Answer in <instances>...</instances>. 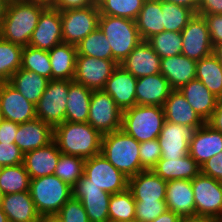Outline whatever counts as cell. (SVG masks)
Wrapping results in <instances>:
<instances>
[{"instance_id": "obj_1", "label": "cell", "mask_w": 222, "mask_h": 222, "mask_svg": "<svg viewBox=\"0 0 222 222\" xmlns=\"http://www.w3.org/2000/svg\"><path fill=\"white\" fill-rule=\"evenodd\" d=\"M102 137L88 122L65 121L53 128V141L61 153L84 159L101 153Z\"/></svg>"}, {"instance_id": "obj_2", "label": "cell", "mask_w": 222, "mask_h": 222, "mask_svg": "<svg viewBox=\"0 0 222 222\" xmlns=\"http://www.w3.org/2000/svg\"><path fill=\"white\" fill-rule=\"evenodd\" d=\"M45 9L46 7L27 0L9 2L0 28V37L23 47L28 46Z\"/></svg>"}, {"instance_id": "obj_3", "label": "cell", "mask_w": 222, "mask_h": 222, "mask_svg": "<svg viewBox=\"0 0 222 222\" xmlns=\"http://www.w3.org/2000/svg\"><path fill=\"white\" fill-rule=\"evenodd\" d=\"M140 143L122 129L104 134L101 153L120 172L128 178L144 169L139 157Z\"/></svg>"}, {"instance_id": "obj_4", "label": "cell", "mask_w": 222, "mask_h": 222, "mask_svg": "<svg viewBox=\"0 0 222 222\" xmlns=\"http://www.w3.org/2000/svg\"><path fill=\"white\" fill-rule=\"evenodd\" d=\"M165 121L163 107L135 105L123 111L121 129L141 143L157 139Z\"/></svg>"}, {"instance_id": "obj_5", "label": "cell", "mask_w": 222, "mask_h": 222, "mask_svg": "<svg viewBox=\"0 0 222 222\" xmlns=\"http://www.w3.org/2000/svg\"><path fill=\"white\" fill-rule=\"evenodd\" d=\"M98 27L107 38L112 57L120 64L142 41L134 20L100 15Z\"/></svg>"}, {"instance_id": "obj_6", "label": "cell", "mask_w": 222, "mask_h": 222, "mask_svg": "<svg viewBox=\"0 0 222 222\" xmlns=\"http://www.w3.org/2000/svg\"><path fill=\"white\" fill-rule=\"evenodd\" d=\"M29 192L40 216L56 215L73 196L72 187L54 174L31 179Z\"/></svg>"}, {"instance_id": "obj_7", "label": "cell", "mask_w": 222, "mask_h": 222, "mask_svg": "<svg viewBox=\"0 0 222 222\" xmlns=\"http://www.w3.org/2000/svg\"><path fill=\"white\" fill-rule=\"evenodd\" d=\"M196 216L222 222V182L199 173L191 180Z\"/></svg>"}, {"instance_id": "obj_8", "label": "cell", "mask_w": 222, "mask_h": 222, "mask_svg": "<svg viewBox=\"0 0 222 222\" xmlns=\"http://www.w3.org/2000/svg\"><path fill=\"white\" fill-rule=\"evenodd\" d=\"M69 80H49L46 90L37 102L36 116L53 128L66 121Z\"/></svg>"}, {"instance_id": "obj_9", "label": "cell", "mask_w": 222, "mask_h": 222, "mask_svg": "<svg viewBox=\"0 0 222 222\" xmlns=\"http://www.w3.org/2000/svg\"><path fill=\"white\" fill-rule=\"evenodd\" d=\"M123 111L104 90H93L89 105L88 123L102 135L118 131Z\"/></svg>"}, {"instance_id": "obj_10", "label": "cell", "mask_w": 222, "mask_h": 222, "mask_svg": "<svg viewBox=\"0 0 222 222\" xmlns=\"http://www.w3.org/2000/svg\"><path fill=\"white\" fill-rule=\"evenodd\" d=\"M84 175L87 177V183L94 184L110 194L128 188V177L116 169L102 153L85 160Z\"/></svg>"}, {"instance_id": "obj_11", "label": "cell", "mask_w": 222, "mask_h": 222, "mask_svg": "<svg viewBox=\"0 0 222 222\" xmlns=\"http://www.w3.org/2000/svg\"><path fill=\"white\" fill-rule=\"evenodd\" d=\"M63 43L76 46L98 27L100 12L97 3L83 9L60 12Z\"/></svg>"}, {"instance_id": "obj_12", "label": "cell", "mask_w": 222, "mask_h": 222, "mask_svg": "<svg viewBox=\"0 0 222 222\" xmlns=\"http://www.w3.org/2000/svg\"><path fill=\"white\" fill-rule=\"evenodd\" d=\"M181 36L183 40L181 54L189 59L197 62L213 53V45L204 16L194 14L181 31Z\"/></svg>"}, {"instance_id": "obj_13", "label": "cell", "mask_w": 222, "mask_h": 222, "mask_svg": "<svg viewBox=\"0 0 222 222\" xmlns=\"http://www.w3.org/2000/svg\"><path fill=\"white\" fill-rule=\"evenodd\" d=\"M118 65L116 60L77 56L74 81L91 90H103Z\"/></svg>"}, {"instance_id": "obj_14", "label": "cell", "mask_w": 222, "mask_h": 222, "mask_svg": "<svg viewBox=\"0 0 222 222\" xmlns=\"http://www.w3.org/2000/svg\"><path fill=\"white\" fill-rule=\"evenodd\" d=\"M72 192L73 197L82 202L90 222H109L110 193L87 183L85 175L77 181Z\"/></svg>"}, {"instance_id": "obj_15", "label": "cell", "mask_w": 222, "mask_h": 222, "mask_svg": "<svg viewBox=\"0 0 222 222\" xmlns=\"http://www.w3.org/2000/svg\"><path fill=\"white\" fill-rule=\"evenodd\" d=\"M194 126L179 125L165 121L158 139L161 159L181 158L188 154L189 143L194 136Z\"/></svg>"}, {"instance_id": "obj_16", "label": "cell", "mask_w": 222, "mask_h": 222, "mask_svg": "<svg viewBox=\"0 0 222 222\" xmlns=\"http://www.w3.org/2000/svg\"><path fill=\"white\" fill-rule=\"evenodd\" d=\"M0 110L4 120L18 124L37 118L36 106L8 82H0Z\"/></svg>"}, {"instance_id": "obj_17", "label": "cell", "mask_w": 222, "mask_h": 222, "mask_svg": "<svg viewBox=\"0 0 222 222\" xmlns=\"http://www.w3.org/2000/svg\"><path fill=\"white\" fill-rule=\"evenodd\" d=\"M61 43L63 38L60 11L46 8L39 17L28 45L49 51Z\"/></svg>"}, {"instance_id": "obj_18", "label": "cell", "mask_w": 222, "mask_h": 222, "mask_svg": "<svg viewBox=\"0 0 222 222\" xmlns=\"http://www.w3.org/2000/svg\"><path fill=\"white\" fill-rule=\"evenodd\" d=\"M119 65L141 78L160 73L161 58L146 40H142Z\"/></svg>"}, {"instance_id": "obj_19", "label": "cell", "mask_w": 222, "mask_h": 222, "mask_svg": "<svg viewBox=\"0 0 222 222\" xmlns=\"http://www.w3.org/2000/svg\"><path fill=\"white\" fill-rule=\"evenodd\" d=\"M136 83L137 78L118 65L107 80L103 90L124 111L136 105Z\"/></svg>"}, {"instance_id": "obj_20", "label": "cell", "mask_w": 222, "mask_h": 222, "mask_svg": "<svg viewBox=\"0 0 222 222\" xmlns=\"http://www.w3.org/2000/svg\"><path fill=\"white\" fill-rule=\"evenodd\" d=\"M167 181L152 170L128 178V189L135 201H165Z\"/></svg>"}, {"instance_id": "obj_21", "label": "cell", "mask_w": 222, "mask_h": 222, "mask_svg": "<svg viewBox=\"0 0 222 222\" xmlns=\"http://www.w3.org/2000/svg\"><path fill=\"white\" fill-rule=\"evenodd\" d=\"M165 202L167 210L173 211L180 217L196 216L191 180L167 181Z\"/></svg>"}, {"instance_id": "obj_22", "label": "cell", "mask_w": 222, "mask_h": 222, "mask_svg": "<svg viewBox=\"0 0 222 222\" xmlns=\"http://www.w3.org/2000/svg\"><path fill=\"white\" fill-rule=\"evenodd\" d=\"M53 141V127L35 118L19 124L15 144L23 153L44 147Z\"/></svg>"}, {"instance_id": "obj_23", "label": "cell", "mask_w": 222, "mask_h": 222, "mask_svg": "<svg viewBox=\"0 0 222 222\" xmlns=\"http://www.w3.org/2000/svg\"><path fill=\"white\" fill-rule=\"evenodd\" d=\"M61 151L54 141L24 153L23 164L31 179L54 174Z\"/></svg>"}, {"instance_id": "obj_24", "label": "cell", "mask_w": 222, "mask_h": 222, "mask_svg": "<svg viewBox=\"0 0 222 222\" xmlns=\"http://www.w3.org/2000/svg\"><path fill=\"white\" fill-rule=\"evenodd\" d=\"M171 91L168 80L161 73L137 78L136 105L163 107Z\"/></svg>"}, {"instance_id": "obj_25", "label": "cell", "mask_w": 222, "mask_h": 222, "mask_svg": "<svg viewBox=\"0 0 222 222\" xmlns=\"http://www.w3.org/2000/svg\"><path fill=\"white\" fill-rule=\"evenodd\" d=\"M197 62L178 54L161 59L160 73L168 80L172 90H179L196 79Z\"/></svg>"}, {"instance_id": "obj_26", "label": "cell", "mask_w": 222, "mask_h": 222, "mask_svg": "<svg viewBox=\"0 0 222 222\" xmlns=\"http://www.w3.org/2000/svg\"><path fill=\"white\" fill-rule=\"evenodd\" d=\"M220 151H222V133L212 129L206 123L196 129L189 143L188 154L199 166Z\"/></svg>"}, {"instance_id": "obj_27", "label": "cell", "mask_w": 222, "mask_h": 222, "mask_svg": "<svg viewBox=\"0 0 222 222\" xmlns=\"http://www.w3.org/2000/svg\"><path fill=\"white\" fill-rule=\"evenodd\" d=\"M166 121L179 125L194 126L196 129L206 122L193 110L179 90H172L163 105Z\"/></svg>"}, {"instance_id": "obj_28", "label": "cell", "mask_w": 222, "mask_h": 222, "mask_svg": "<svg viewBox=\"0 0 222 222\" xmlns=\"http://www.w3.org/2000/svg\"><path fill=\"white\" fill-rule=\"evenodd\" d=\"M1 208L9 222H38L41 217L29 191L4 195Z\"/></svg>"}, {"instance_id": "obj_29", "label": "cell", "mask_w": 222, "mask_h": 222, "mask_svg": "<svg viewBox=\"0 0 222 222\" xmlns=\"http://www.w3.org/2000/svg\"><path fill=\"white\" fill-rule=\"evenodd\" d=\"M193 110L206 122L216 109L218 98L198 79L179 89Z\"/></svg>"}, {"instance_id": "obj_30", "label": "cell", "mask_w": 222, "mask_h": 222, "mask_svg": "<svg viewBox=\"0 0 222 222\" xmlns=\"http://www.w3.org/2000/svg\"><path fill=\"white\" fill-rule=\"evenodd\" d=\"M152 171L163 180H192L200 173V166L189 155L181 158L160 159Z\"/></svg>"}, {"instance_id": "obj_31", "label": "cell", "mask_w": 222, "mask_h": 222, "mask_svg": "<svg viewBox=\"0 0 222 222\" xmlns=\"http://www.w3.org/2000/svg\"><path fill=\"white\" fill-rule=\"evenodd\" d=\"M52 66V80H74L77 48L61 43L48 51Z\"/></svg>"}, {"instance_id": "obj_32", "label": "cell", "mask_w": 222, "mask_h": 222, "mask_svg": "<svg viewBox=\"0 0 222 222\" xmlns=\"http://www.w3.org/2000/svg\"><path fill=\"white\" fill-rule=\"evenodd\" d=\"M93 90L74 80H69L66 121L85 123L88 121L89 105Z\"/></svg>"}, {"instance_id": "obj_33", "label": "cell", "mask_w": 222, "mask_h": 222, "mask_svg": "<svg viewBox=\"0 0 222 222\" xmlns=\"http://www.w3.org/2000/svg\"><path fill=\"white\" fill-rule=\"evenodd\" d=\"M48 82L49 79L46 77L22 68L15 72L8 81L13 88L34 105L40 100Z\"/></svg>"}, {"instance_id": "obj_34", "label": "cell", "mask_w": 222, "mask_h": 222, "mask_svg": "<svg viewBox=\"0 0 222 222\" xmlns=\"http://www.w3.org/2000/svg\"><path fill=\"white\" fill-rule=\"evenodd\" d=\"M138 33L142 40L164 31L161 0H145L135 19Z\"/></svg>"}, {"instance_id": "obj_35", "label": "cell", "mask_w": 222, "mask_h": 222, "mask_svg": "<svg viewBox=\"0 0 222 222\" xmlns=\"http://www.w3.org/2000/svg\"><path fill=\"white\" fill-rule=\"evenodd\" d=\"M196 79L217 98H222V64L213 53L197 61Z\"/></svg>"}, {"instance_id": "obj_36", "label": "cell", "mask_w": 222, "mask_h": 222, "mask_svg": "<svg viewBox=\"0 0 222 222\" xmlns=\"http://www.w3.org/2000/svg\"><path fill=\"white\" fill-rule=\"evenodd\" d=\"M30 175L24 164L2 166L0 172V189L4 195L29 191Z\"/></svg>"}, {"instance_id": "obj_37", "label": "cell", "mask_w": 222, "mask_h": 222, "mask_svg": "<svg viewBox=\"0 0 222 222\" xmlns=\"http://www.w3.org/2000/svg\"><path fill=\"white\" fill-rule=\"evenodd\" d=\"M77 56H90L98 59L115 60L112 57L110 44L97 27L87 37L81 40L77 45Z\"/></svg>"}, {"instance_id": "obj_38", "label": "cell", "mask_w": 222, "mask_h": 222, "mask_svg": "<svg viewBox=\"0 0 222 222\" xmlns=\"http://www.w3.org/2000/svg\"><path fill=\"white\" fill-rule=\"evenodd\" d=\"M23 46L0 37V82H8L21 68Z\"/></svg>"}, {"instance_id": "obj_39", "label": "cell", "mask_w": 222, "mask_h": 222, "mask_svg": "<svg viewBox=\"0 0 222 222\" xmlns=\"http://www.w3.org/2000/svg\"><path fill=\"white\" fill-rule=\"evenodd\" d=\"M21 68L52 80V66L47 50L38 49L30 45L23 47Z\"/></svg>"}, {"instance_id": "obj_40", "label": "cell", "mask_w": 222, "mask_h": 222, "mask_svg": "<svg viewBox=\"0 0 222 222\" xmlns=\"http://www.w3.org/2000/svg\"><path fill=\"white\" fill-rule=\"evenodd\" d=\"M145 0H96L100 15L116 16L134 20Z\"/></svg>"}, {"instance_id": "obj_41", "label": "cell", "mask_w": 222, "mask_h": 222, "mask_svg": "<svg viewBox=\"0 0 222 222\" xmlns=\"http://www.w3.org/2000/svg\"><path fill=\"white\" fill-rule=\"evenodd\" d=\"M108 212L109 222L135 219V199L128 188L122 192L111 194Z\"/></svg>"}, {"instance_id": "obj_42", "label": "cell", "mask_w": 222, "mask_h": 222, "mask_svg": "<svg viewBox=\"0 0 222 222\" xmlns=\"http://www.w3.org/2000/svg\"><path fill=\"white\" fill-rule=\"evenodd\" d=\"M161 9L163 13L164 31L181 32L195 14L187 7L163 0H161Z\"/></svg>"}, {"instance_id": "obj_43", "label": "cell", "mask_w": 222, "mask_h": 222, "mask_svg": "<svg viewBox=\"0 0 222 222\" xmlns=\"http://www.w3.org/2000/svg\"><path fill=\"white\" fill-rule=\"evenodd\" d=\"M85 160L78 156L61 153L54 175L73 188L77 181L84 175Z\"/></svg>"}, {"instance_id": "obj_44", "label": "cell", "mask_w": 222, "mask_h": 222, "mask_svg": "<svg viewBox=\"0 0 222 222\" xmlns=\"http://www.w3.org/2000/svg\"><path fill=\"white\" fill-rule=\"evenodd\" d=\"M146 41L161 59L181 54L182 51L181 32L163 31L152 35Z\"/></svg>"}, {"instance_id": "obj_45", "label": "cell", "mask_w": 222, "mask_h": 222, "mask_svg": "<svg viewBox=\"0 0 222 222\" xmlns=\"http://www.w3.org/2000/svg\"><path fill=\"white\" fill-rule=\"evenodd\" d=\"M166 210L165 201H135V220L152 222Z\"/></svg>"}, {"instance_id": "obj_46", "label": "cell", "mask_w": 222, "mask_h": 222, "mask_svg": "<svg viewBox=\"0 0 222 222\" xmlns=\"http://www.w3.org/2000/svg\"><path fill=\"white\" fill-rule=\"evenodd\" d=\"M56 215L61 222H90L82 202L73 196Z\"/></svg>"}, {"instance_id": "obj_47", "label": "cell", "mask_w": 222, "mask_h": 222, "mask_svg": "<svg viewBox=\"0 0 222 222\" xmlns=\"http://www.w3.org/2000/svg\"><path fill=\"white\" fill-rule=\"evenodd\" d=\"M139 157L141 167L144 170H152L162 157L158 139L141 142Z\"/></svg>"}, {"instance_id": "obj_48", "label": "cell", "mask_w": 222, "mask_h": 222, "mask_svg": "<svg viewBox=\"0 0 222 222\" xmlns=\"http://www.w3.org/2000/svg\"><path fill=\"white\" fill-rule=\"evenodd\" d=\"M24 153L15 143H0V165L16 166L23 163Z\"/></svg>"}, {"instance_id": "obj_49", "label": "cell", "mask_w": 222, "mask_h": 222, "mask_svg": "<svg viewBox=\"0 0 222 222\" xmlns=\"http://www.w3.org/2000/svg\"><path fill=\"white\" fill-rule=\"evenodd\" d=\"M200 173L222 182V151L200 166Z\"/></svg>"}, {"instance_id": "obj_50", "label": "cell", "mask_w": 222, "mask_h": 222, "mask_svg": "<svg viewBox=\"0 0 222 222\" xmlns=\"http://www.w3.org/2000/svg\"><path fill=\"white\" fill-rule=\"evenodd\" d=\"M204 16L213 47L222 43V14H206Z\"/></svg>"}, {"instance_id": "obj_51", "label": "cell", "mask_w": 222, "mask_h": 222, "mask_svg": "<svg viewBox=\"0 0 222 222\" xmlns=\"http://www.w3.org/2000/svg\"><path fill=\"white\" fill-rule=\"evenodd\" d=\"M96 4V0H56L53 9L61 11L83 9Z\"/></svg>"}, {"instance_id": "obj_52", "label": "cell", "mask_w": 222, "mask_h": 222, "mask_svg": "<svg viewBox=\"0 0 222 222\" xmlns=\"http://www.w3.org/2000/svg\"><path fill=\"white\" fill-rule=\"evenodd\" d=\"M19 124L4 120L0 126V143H15Z\"/></svg>"}, {"instance_id": "obj_53", "label": "cell", "mask_w": 222, "mask_h": 222, "mask_svg": "<svg viewBox=\"0 0 222 222\" xmlns=\"http://www.w3.org/2000/svg\"><path fill=\"white\" fill-rule=\"evenodd\" d=\"M197 14H222V0H199Z\"/></svg>"}, {"instance_id": "obj_54", "label": "cell", "mask_w": 222, "mask_h": 222, "mask_svg": "<svg viewBox=\"0 0 222 222\" xmlns=\"http://www.w3.org/2000/svg\"><path fill=\"white\" fill-rule=\"evenodd\" d=\"M212 129L222 133V98H218L216 109L211 117L206 121Z\"/></svg>"}, {"instance_id": "obj_55", "label": "cell", "mask_w": 222, "mask_h": 222, "mask_svg": "<svg viewBox=\"0 0 222 222\" xmlns=\"http://www.w3.org/2000/svg\"><path fill=\"white\" fill-rule=\"evenodd\" d=\"M163 1L187 7L188 9H191L195 14L198 13L199 0H163Z\"/></svg>"}, {"instance_id": "obj_56", "label": "cell", "mask_w": 222, "mask_h": 222, "mask_svg": "<svg viewBox=\"0 0 222 222\" xmlns=\"http://www.w3.org/2000/svg\"><path fill=\"white\" fill-rule=\"evenodd\" d=\"M181 217L171 210H166L152 222H180Z\"/></svg>"}, {"instance_id": "obj_57", "label": "cell", "mask_w": 222, "mask_h": 222, "mask_svg": "<svg viewBox=\"0 0 222 222\" xmlns=\"http://www.w3.org/2000/svg\"><path fill=\"white\" fill-rule=\"evenodd\" d=\"M180 222H218V221L207 217L189 216V217H181Z\"/></svg>"}, {"instance_id": "obj_58", "label": "cell", "mask_w": 222, "mask_h": 222, "mask_svg": "<svg viewBox=\"0 0 222 222\" xmlns=\"http://www.w3.org/2000/svg\"><path fill=\"white\" fill-rule=\"evenodd\" d=\"M27 1L42 5L46 8H53L56 2V0H27Z\"/></svg>"}, {"instance_id": "obj_59", "label": "cell", "mask_w": 222, "mask_h": 222, "mask_svg": "<svg viewBox=\"0 0 222 222\" xmlns=\"http://www.w3.org/2000/svg\"><path fill=\"white\" fill-rule=\"evenodd\" d=\"M8 3L9 2L7 0H0V28L2 26V22L4 20L5 15H6Z\"/></svg>"}, {"instance_id": "obj_60", "label": "cell", "mask_w": 222, "mask_h": 222, "mask_svg": "<svg viewBox=\"0 0 222 222\" xmlns=\"http://www.w3.org/2000/svg\"><path fill=\"white\" fill-rule=\"evenodd\" d=\"M213 54L217 57L218 61L222 64V43L213 47Z\"/></svg>"}, {"instance_id": "obj_61", "label": "cell", "mask_w": 222, "mask_h": 222, "mask_svg": "<svg viewBox=\"0 0 222 222\" xmlns=\"http://www.w3.org/2000/svg\"><path fill=\"white\" fill-rule=\"evenodd\" d=\"M38 222H61L57 215L41 216Z\"/></svg>"}, {"instance_id": "obj_62", "label": "cell", "mask_w": 222, "mask_h": 222, "mask_svg": "<svg viewBox=\"0 0 222 222\" xmlns=\"http://www.w3.org/2000/svg\"><path fill=\"white\" fill-rule=\"evenodd\" d=\"M0 222H9L7 215L4 213L1 206H0Z\"/></svg>"}, {"instance_id": "obj_63", "label": "cell", "mask_w": 222, "mask_h": 222, "mask_svg": "<svg viewBox=\"0 0 222 222\" xmlns=\"http://www.w3.org/2000/svg\"><path fill=\"white\" fill-rule=\"evenodd\" d=\"M3 197H4V194L0 189V206L2 205Z\"/></svg>"}, {"instance_id": "obj_64", "label": "cell", "mask_w": 222, "mask_h": 222, "mask_svg": "<svg viewBox=\"0 0 222 222\" xmlns=\"http://www.w3.org/2000/svg\"><path fill=\"white\" fill-rule=\"evenodd\" d=\"M3 121H4L3 113L0 110V126H1Z\"/></svg>"}, {"instance_id": "obj_65", "label": "cell", "mask_w": 222, "mask_h": 222, "mask_svg": "<svg viewBox=\"0 0 222 222\" xmlns=\"http://www.w3.org/2000/svg\"><path fill=\"white\" fill-rule=\"evenodd\" d=\"M113 222H137L135 219L130 220V221H113Z\"/></svg>"}, {"instance_id": "obj_66", "label": "cell", "mask_w": 222, "mask_h": 222, "mask_svg": "<svg viewBox=\"0 0 222 222\" xmlns=\"http://www.w3.org/2000/svg\"><path fill=\"white\" fill-rule=\"evenodd\" d=\"M8 2H11V1H21V0H7Z\"/></svg>"}]
</instances>
